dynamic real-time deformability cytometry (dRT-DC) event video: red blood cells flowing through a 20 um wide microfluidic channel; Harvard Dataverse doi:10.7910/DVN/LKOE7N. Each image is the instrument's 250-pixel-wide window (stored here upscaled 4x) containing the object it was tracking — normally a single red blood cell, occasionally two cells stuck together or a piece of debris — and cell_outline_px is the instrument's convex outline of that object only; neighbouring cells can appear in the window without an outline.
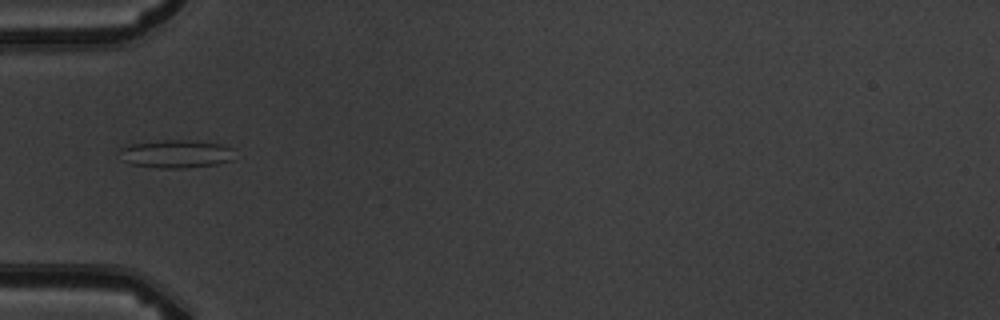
{"species": "common noctule bat (a hibernating species)", "species_latin": "Nyctalus noctula", "temperature_condition": "warm", "stored_images_in_passage": 3, "camera_frame_rate_fps": 3000, "um_per_image_px": 0.085, "animal": {"sex": "male", "body_mass_g": 19.5, "forearm_length_mm": 54.6}, "frame": {"image": 1, "passage_image": 1, "time_ms": 0.0, "image_size_px": [1000, 320], "cell_outline_px": [[232, 160], [216, 164], [184, 168], [160, 168], [132, 164], [124, 160], [116, 152], [120, 148], [132, 144], [164, 140], [196, 140], [220, 144], [232, 148]], "centroid_in_image_um": [14.94, 13.07], "position_along_channel_um": 70.1, "area_um2": 18.73}}
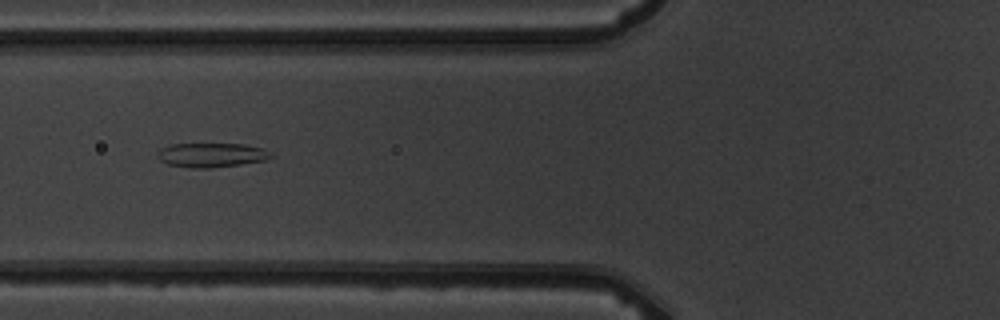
{"frame": {"image": 2, "passage_image": 2, "time_ms": 1.0, "image_size_px": [1000, 320], "cell_outline_px": [[276, 156], [264, 160], [240, 164], [212, 168], [188, 168], [168, 164], [160, 160], [156, 156], [156, 152], [160, 148], [172, 144], [244, 144], [260, 148]], "centroid_in_image_um": [17.91, 13.18], "position_along_channel_um": 107.9, "area_um2": 16.07}}
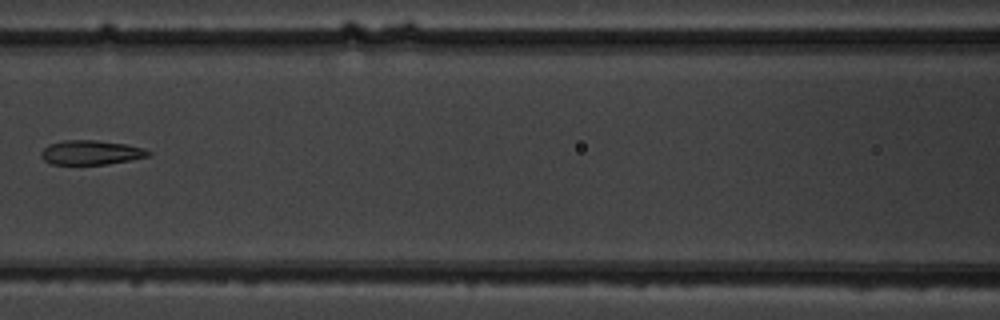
{"frame": {"image": 3, "passage_image": 3, "time_ms": 2.333, "image_size_px": [1000, 320], "cell_outline_px": [[152, 152], [148, 156], [132, 160], [108, 164], [52, 164], [44, 160], [40, 156], [40, 152], [48, 144], [64, 140], [96, 140], [128, 144], [144, 148]], "centroid_in_image_um": [7.74, 12.96], "position_along_channel_um": 158.9, "area_um2": 15.37}}